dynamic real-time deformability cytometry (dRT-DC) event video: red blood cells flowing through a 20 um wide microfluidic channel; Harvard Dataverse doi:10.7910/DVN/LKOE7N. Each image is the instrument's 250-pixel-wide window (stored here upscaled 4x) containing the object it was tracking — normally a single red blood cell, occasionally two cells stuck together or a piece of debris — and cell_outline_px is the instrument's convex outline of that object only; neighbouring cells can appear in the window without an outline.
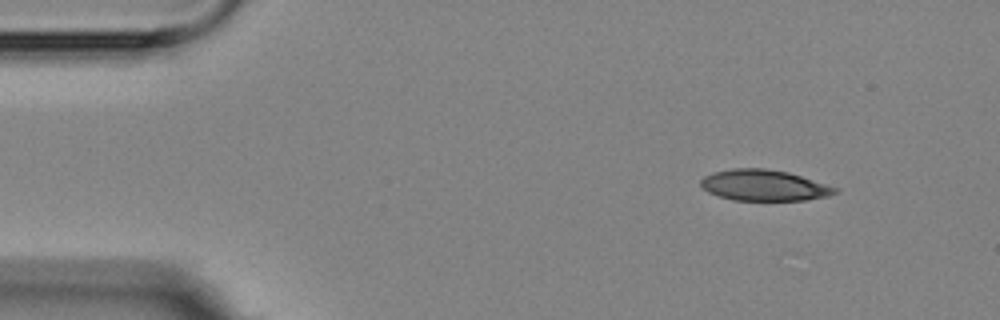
{"species": "Egyptian fruit bat (a non-hibernating species)", "species_latin": "Rousettus aegyptiacus", "temperature_condition": "room temperature", "stored_images_in_passage": 3, "camera_frame_rate_fps": 3000, "um_per_image_px": 0.085, "animal": {"sex": "female"}, "frame": {"image": 1, "passage_image": 1, "time_ms": 0.0, "image_size_px": [1000, 320], "cell_outline_px": [[840, 192], [828, 196], [804, 200], [732, 200], [708, 192], [700, 184], [700, 180], [704, 176], [712, 172], [732, 168], [764, 168], [788, 172], [840, 188]], "centroid_in_image_um": [64.96, 15.75], "position_along_channel_um": 20.0, "area_um2": 24.33}}